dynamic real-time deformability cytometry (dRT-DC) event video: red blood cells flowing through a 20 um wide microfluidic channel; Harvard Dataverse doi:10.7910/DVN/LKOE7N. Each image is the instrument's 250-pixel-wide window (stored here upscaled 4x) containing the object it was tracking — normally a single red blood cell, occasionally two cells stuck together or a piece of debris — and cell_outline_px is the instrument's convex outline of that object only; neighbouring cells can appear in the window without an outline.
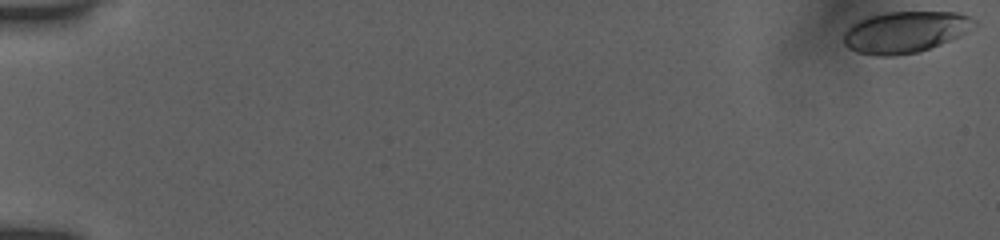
{"species": "human", "species_latin": "Homo sapiens", "temperature_condition": "room temperature", "stored_images_in_passage": 54, "camera_frame_rate_fps": 3000, "um_per_image_px": 0.085, "donor": {"sex": "female"}, "frame": {"image": 1, "passage_image": 1, "time_ms": 0.0, "image_size_px": [1000, 240], "cell_outline_px": [[976, 24], [960, 36], [940, 44], [916, 52], [892, 56], [876, 56], [860, 52], [848, 48], [844, 44], [844, 32], [852, 24], [868, 16], [884, 12], [956, 12], [972, 16], [976, 20]], "centroid_in_image_um": [76.94, 2.71], "position_along_channel_um": 8.1, "area_um2": 31.39}}
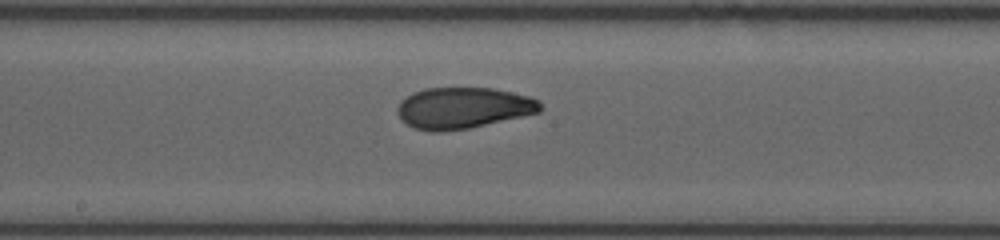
{"frame": {"image": 2, "passage_image": 31, "time_ms": 10.0, "image_size_px": [1000, 240], "cell_outline_px": [[544, 108], [540, 112], [468, 128], [444, 132], [432, 132], [416, 128], [408, 124], [396, 112], [396, 108], [400, 100], [412, 92], [424, 88], [492, 88], [512, 92], [528, 96], [540, 100]], "centroid_in_image_um": [39.37, 9.16], "position_along_channel_um": 208.8, "area_um2": 34.39}}
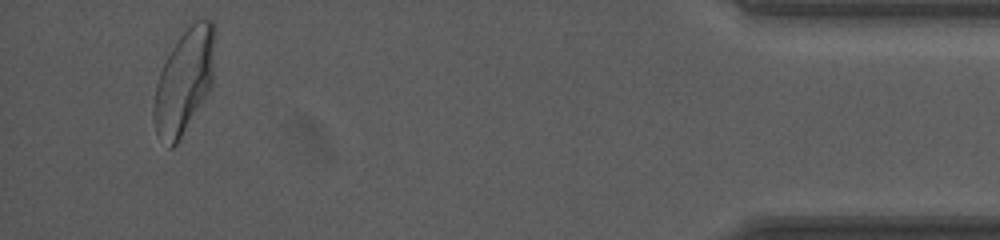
{"frame": {"image": 3, "passage_image": 52, "time_ms": 17.0, "image_size_px": [1000, 240], "cell_outline_px": [[216, 36], [212, 84], [208, 92], [176, 144], [172, 148], [168, 148], [156, 132], [152, 112], [156, 84], [160, 72], [172, 48], [180, 36], [196, 20], [212, 20], [216, 24]], "centroid_in_image_um": [15.67, 6.88], "position_along_channel_um": 419.5, "area_um2": 36.82}, "authors_computed_cell_mechanics": {"area_um2": 34.2176, "velocity_mm_per_s": 3.913, "shape_relaxation_time_tau1_ms": 4.8664, "shape_relaxation_time_tau2_ms": 1.1855, "deformation_change_tau1": 0.172, "deformation_change_tau2": 0.0635}}